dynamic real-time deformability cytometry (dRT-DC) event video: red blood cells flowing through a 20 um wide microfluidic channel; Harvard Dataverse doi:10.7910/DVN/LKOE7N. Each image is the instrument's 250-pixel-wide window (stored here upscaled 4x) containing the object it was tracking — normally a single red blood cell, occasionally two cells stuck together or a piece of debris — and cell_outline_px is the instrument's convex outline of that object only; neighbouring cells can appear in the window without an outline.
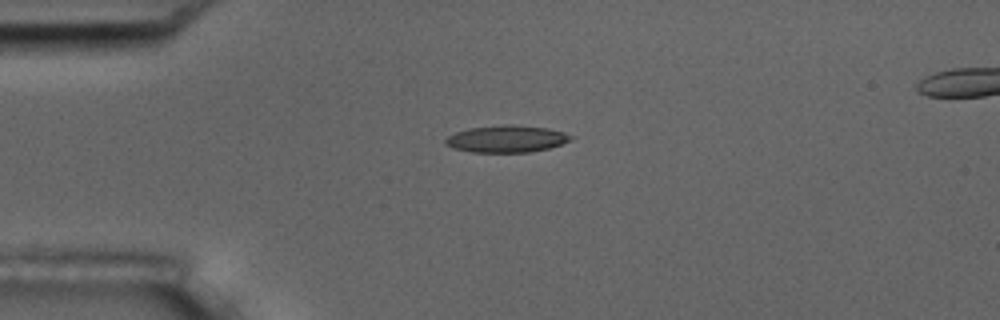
{"species": "common noctule bat (a hibernating species)", "species_latin": "Nyctalus noctula", "temperature_condition": "room temperature", "stored_images_in_passage": 3, "camera_frame_rate_fps": 3000, "um_per_image_px": 0.085, "animal": {"sex": "male", "body_mass_g": 17.5, "forearm_length_mm": 52.3}, "frame": {"image": 1, "passage_image": 1, "time_ms": 0.0, "image_size_px": [1000, 320], "cell_outline_px": [[572, 136], [568, 140], [560, 144], [548, 148], [528, 152], [472, 152], [452, 148], [444, 144], [444, 140], [448, 136], [456, 132], [468, 128], [508, 124], [512, 124], [548, 128], [564, 132]], "centroid_in_image_um": [43.0, 11.8], "position_along_channel_um": 42.0, "area_um2": 19.59}}